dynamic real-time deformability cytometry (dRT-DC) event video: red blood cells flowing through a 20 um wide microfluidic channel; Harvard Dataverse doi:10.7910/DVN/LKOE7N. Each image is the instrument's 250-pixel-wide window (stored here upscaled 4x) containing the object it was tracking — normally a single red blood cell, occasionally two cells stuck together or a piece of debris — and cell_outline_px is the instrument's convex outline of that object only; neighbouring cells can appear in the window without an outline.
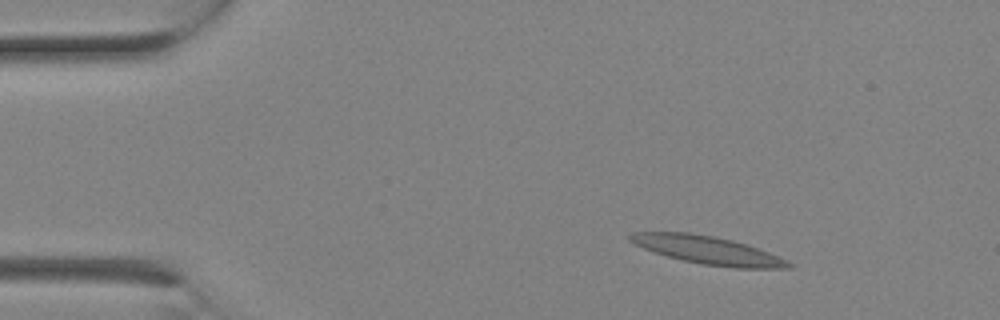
{"species": "Egyptian fruit bat (a non-hibernating species)", "species_latin": "Rousettus aegyptiacus", "temperature_condition": "room temperature", "stored_images_in_passage": 2, "camera_frame_rate_fps": 3000, "um_per_image_px": 0.085, "animal": {"sex": "female"}, "frame": {"image": 1, "passage_image": 1, "time_ms": 0.0, "image_size_px": [1000, 320], "cell_outline_px": [[796, 264], [792, 268], [732, 268], [704, 264], [684, 260], [668, 256], [644, 248], [628, 240], [628, 236], [632, 232], [688, 232], [712, 236], [732, 240], [748, 244], [780, 256]], "centroid_in_image_um": [60.25, 21.26], "position_along_channel_um": 24.8, "area_um2": 25.84}}